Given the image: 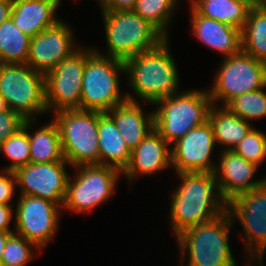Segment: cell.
I'll return each mask as SVG.
<instances>
[{"label":"cell","mask_w":266,"mask_h":266,"mask_svg":"<svg viewBox=\"0 0 266 266\" xmlns=\"http://www.w3.org/2000/svg\"><path fill=\"white\" fill-rule=\"evenodd\" d=\"M169 41L166 38L156 48L124 61L125 75L133 95L152 105L180 89L179 71Z\"/></svg>","instance_id":"2"},{"label":"cell","mask_w":266,"mask_h":266,"mask_svg":"<svg viewBox=\"0 0 266 266\" xmlns=\"http://www.w3.org/2000/svg\"><path fill=\"white\" fill-rule=\"evenodd\" d=\"M153 105L154 129L172 145L191 129L208 120L212 101L208 90L191 89L185 92L180 90L159 99Z\"/></svg>","instance_id":"5"},{"label":"cell","mask_w":266,"mask_h":266,"mask_svg":"<svg viewBox=\"0 0 266 266\" xmlns=\"http://www.w3.org/2000/svg\"><path fill=\"white\" fill-rule=\"evenodd\" d=\"M237 1L248 3L251 7L259 6L265 2L264 0H237Z\"/></svg>","instance_id":"39"},{"label":"cell","mask_w":266,"mask_h":266,"mask_svg":"<svg viewBox=\"0 0 266 266\" xmlns=\"http://www.w3.org/2000/svg\"><path fill=\"white\" fill-rule=\"evenodd\" d=\"M53 113L63 156L70 166L99 165V112L65 109Z\"/></svg>","instance_id":"7"},{"label":"cell","mask_w":266,"mask_h":266,"mask_svg":"<svg viewBox=\"0 0 266 266\" xmlns=\"http://www.w3.org/2000/svg\"><path fill=\"white\" fill-rule=\"evenodd\" d=\"M233 224L226 210L210 221L189 227L179 233L176 242L181 253L180 266L184 265L186 257L189 259L185 266H239L236 264L229 242V233Z\"/></svg>","instance_id":"3"},{"label":"cell","mask_w":266,"mask_h":266,"mask_svg":"<svg viewBox=\"0 0 266 266\" xmlns=\"http://www.w3.org/2000/svg\"><path fill=\"white\" fill-rule=\"evenodd\" d=\"M5 154L11 160L10 165L4 166L2 170L16 171L30 163V142L28 130L21 127L15 134L9 136L0 144V153Z\"/></svg>","instance_id":"30"},{"label":"cell","mask_w":266,"mask_h":266,"mask_svg":"<svg viewBox=\"0 0 266 266\" xmlns=\"http://www.w3.org/2000/svg\"><path fill=\"white\" fill-rule=\"evenodd\" d=\"M19 196L14 210V232L42 250L57 234L62 208L46 199Z\"/></svg>","instance_id":"13"},{"label":"cell","mask_w":266,"mask_h":266,"mask_svg":"<svg viewBox=\"0 0 266 266\" xmlns=\"http://www.w3.org/2000/svg\"><path fill=\"white\" fill-rule=\"evenodd\" d=\"M98 139L99 165L111 166L123 172L130 162L131 150L107 113L99 112Z\"/></svg>","instance_id":"22"},{"label":"cell","mask_w":266,"mask_h":266,"mask_svg":"<svg viewBox=\"0 0 266 266\" xmlns=\"http://www.w3.org/2000/svg\"><path fill=\"white\" fill-rule=\"evenodd\" d=\"M24 119L11 109L0 113V144L23 127Z\"/></svg>","instance_id":"33"},{"label":"cell","mask_w":266,"mask_h":266,"mask_svg":"<svg viewBox=\"0 0 266 266\" xmlns=\"http://www.w3.org/2000/svg\"><path fill=\"white\" fill-rule=\"evenodd\" d=\"M171 165V145L154 129L131 151V159L122 174L128 184H133L138 176L152 175Z\"/></svg>","instance_id":"18"},{"label":"cell","mask_w":266,"mask_h":266,"mask_svg":"<svg viewBox=\"0 0 266 266\" xmlns=\"http://www.w3.org/2000/svg\"><path fill=\"white\" fill-rule=\"evenodd\" d=\"M256 127L233 148V151L258 167L266 160V134Z\"/></svg>","instance_id":"32"},{"label":"cell","mask_w":266,"mask_h":266,"mask_svg":"<svg viewBox=\"0 0 266 266\" xmlns=\"http://www.w3.org/2000/svg\"><path fill=\"white\" fill-rule=\"evenodd\" d=\"M13 0H0V25L11 17Z\"/></svg>","instance_id":"37"},{"label":"cell","mask_w":266,"mask_h":266,"mask_svg":"<svg viewBox=\"0 0 266 266\" xmlns=\"http://www.w3.org/2000/svg\"><path fill=\"white\" fill-rule=\"evenodd\" d=\"M125 74L124 61L105 56L95 48L86 47L82 76L80 110L107 113L113 107L136 98L121 94L120 74Z\"/></svg>","instance_id":"4"},{"label":"cell","mask_w":266,"mask_h":266,"mask_svg":"<svg viewBox=\"0 0 266 266\" xmlns=\"http://www.w3.org/2000/svg\"><path fill=\"white\" fill-rule=\"evenodd\" d=\"M34 248L40 250L33 242L13 232L6 242L0 265L26 266L36 255Z\"/></svg>","instance_id":"31"},{"label":"cell","mask_w":266,"mask_h":266,"mask_svg":"<svg viewBox=\"0 0 266 266\" xmlns=\"http://www.w3.org/2000/svg\"><path fill=\"white\" fill-rule=\"evenodd\" d=\"M242 51L266 63V1L252 7L241 30Z\"/></svg>","instance_id":"26"},{"label":"cell","mask_w":266,"mask_h":266,"mask_svg":"<svg viewBox=\"0 0 266 266\" xmlns=\"http://www.w3.org/2000/svg\"><path fill=\"white\" fill-rule=\"evenodd\" d=\"M215 145L213 129L207 120L171 145V165L176 173H214L218 164L211 159Z\"/></svg>","instance_id":"15"},{"label":"cell","mask_w":266,"mask_h":266,"mask_svg":"<svg viewBox=\"0 0 266 266\" xmlns=\"http://www.w3.org/2000/svg\"><path fill=\"white\" fill-rule=\"evenodd\" d=\"M31 37L14 25L10 17L0 25V63L26 64Z\"/></svg>","instance_id":"27"},{"label":"cell","mask_w":266,"mask_h":266,"mask_svg":"<svg viewBox=\"0 0 266 266\" xmlns=\"http://www.w3.org/2000/svg\"><path fill=\"white\" fill-rule=\"evenodd\" d=\"M75 175L69 176L63 210L90 213L109 200L122 172L105 165H81L74 167Z\"/></svg>","instance_id":"9"},{"label":"cell","mask_w":266,"mask_h":266,"mask_svg":"<svg viewBox=\"0 0 266 266\" xmlns=\"http://www.w3.org/2000/svg\"><path fill=\"white\" fill-rule=\"evenodd\" d=\"M8 109V106L4 100V98L0 95V113L3 111H6Z\"/></svg>","instance_id":"40"},{"label":"cell","mask_w":266,"mask_h":266,"mask_svg":"<svg viewBox=\"0 0 266 266\" xmlns=\"http://www.w3.org/2000/svg\"><path fill=\"white\" fill-rule=\"evenodd\" d=\"M108 53L105 56L126 61L156 48L166 38L133 10L101 11Z\"/></svg>","instance_id":"6"},{"label":"cell","mask_w":266,"mask_h":266,"mask_svg":"<svg viewBox=\"0 0 266 266\" xmlns=\"http://www.w3.org/2000/svg\"><path fill=\"white\" fill-rule=\"evenodd\" d=\"M62 161L52 163H28L14 171L19 195H28L46 199L61 208L67 193L69 175Z\"/></svg>","instance_id":"14"},{"label":"cell","mask_w":266,"mask_h":266,"mask_svg":"<svg viewBox=\"0 0 266 266\" xmlns=\"http://www.w3.org/2000/svg\"><path fill=\"white\" fill-rule=\"evenodd\" d=\"M198 14L221 23L243 29L252 8L248 3L237 0H190Z\"/></svg>","instance_id":"25"},{"label":"cell","mask_w":266,"mask_h":266,"mask_svg":"<svg viewBox=\"0 0 266 266\" xmlns=\"http://www.w3.org/2000/svg\"><path fill=\"white\" fill-rule=\"evenodd\" d=\"M191 30L204 46L217 51L224 58L242 50L241 30L198 14L190 6Z\"/></svg>","instance_id":"19"},{"label":"cell","mask_w":266,"mask_h":266,"mask_svg":"<svg viewBox=\"0 0 266 266\" xmlns=\"http://www.w3.org/2000/svg\"><path fill=\"white\" fill-rule=\"evenodd\" d=\"M248 264H249V265H248ZM243 266H252V265H251L250 263L247 262V264H246V265H243Z\"/></svg>","instance_id":"41"},{"label":"cell","mask_w":266,"mask_h":266,"mask_svg":"<svg viewBox=\"0 0 266 266\" xmlns=\"http://www.w3.org/2000/svg\"><path fill=\"white\" fill-rule=\"evenodd\" d=\"M36 120H25L23 127L28 130L30 142V163H52L64 159L60 132L54 120L29 133ZM33 123V124H32Z\"/></svg>","instance_id":"24"},{"label":"cell","mask_w":266,"mask_h":266,"mask_svg":"<svg viewBox=\"0 0 266 266\" xmlns=\"http://www.w3.org/2000/svg\"><path fill=\"white\" fill-rule=\"evenodd\" d=\"M181 180L173 190L170 227L175 237L189 227L210 221L227 209L213 172L177 173Z\"/></svg>","instance_id":"1"},{"label":"cell","mask_w":266,"mask_h":266,"mask_svg":"<svg viewBox=\"0 0 266 266\" xmlns=\"http://www.w3.org/2000/svg\"><path fill=\"white\" fill-rule=\"evenodd\" d=\"M218 157L219 164L216 165L214 174L220 195L226 203L266 181V176L253 180L259 167L233 150H221Z\"/></svg>","instance_id":"17"},{"label":"cell","mask_w":266,"mask_h":266,"mask_svg":"<svg viewBox=\"0 0 266 266\" xmlns=\"http://www.w3.org/2000/svg\"><path fill=\"white\" fill-rule=\"evenodd\" d=\"M137 0H99L101 11H125L132 10Z\"/></svg>","instance_id":"35"},{"label":"cell","mask_w":266,"mask_h":266,"mask_svg":"<svg viewBox=\"0 0 266 266\" xmlns=\"http://www.w3.org/2000/svg\"><path fill=\"white\" fill-rule=\"evenodd\" d=\"M219 68L208 89L212 104L225 106L236 96L266 87V63L242 50L224 58Z\"/></svg>","instance_id":"10"},{"label":"cell","mask_w":266,"mask_h":266,"mask_svg":"<svg viewBox=\"0 0 266 266\" xmlns=\"http://www.w3.org/2000/svg\"><path fill=\"white\" fill-rule=\"evenodd\" d=\"M141 106L137 100H127L107 112L131 151L154 130V110L147 114Z\"/></svg>","instance_id":"20"},{"label":"cell","mask_w":266,"mask_h":266,"mask_svg":"<svg viewBox=\"0 0 266 266\" xmlns=\"http://www.w3.org/2000/svg\"><path fill=\"white\" fill-rule=\"evenodd\" d=\"M208 121L212 126L216 144L222 145L223 150H233L254 127L250 122L232 113L226 106L220 107L215 104L210 107Z\"/></svg>","instance_id":"23"},{"label":"cell","mask_w":266,"mask_h":266,"mask_svg":"<svg viewBox=\"0 0 266 266\" xmlns=\"http://www.w3.org/2000/svg\"><path fill=\"white\" fill-rule=\"evenodd\" d=\"M73 33L63 20L39 32L30 39L26 64L42 74H47L79 48Z\"/></svg>","instance_id":"16"},{"label":"cell","mask_w":266,"mask_h":266,"mask_svg":"<svg viewBox=\"0 0 266 266\" xmlns=\"http://www.w3.org/2000/svg\"><path fill=\"white\" fill-rule=\"evenodd\" d=\"M179 1L137 0L132 10L153 25L165 38H168L167 30Z\"/></svg>","instance_id":"28"},{"label":"cell","mask_w":266,"mask_h":266,"mask_svg":"<svg viewBox=\"0 0 266 266\" xmlns=\"http://www.w3.org/2000/svg\"><path fill=\"white\" fill-rule=\"evenodd\" d=\"M0 95L24 120H37V115L48 112L45 74L27 64L0 63Z\"/></svg>","instance_id":"8"},{"label":"cell","mask_w":266,"mask_h":266,"mask_svg":"<svg viewBox=\"0 0 266 266\" xmlns=\"http://www.w3.org/2000/svg\"><path fill=\"white\" fill-rule=\"evenodd\" d=\"M17 186L16 176L14 172L8 170L0 171V203L13 205L11 203L15 196Z\"/></svg>","instance_id":"34"},{"label":"cell","mask_w":266,"mask_h":266,"mask_svg":"<svg viewBox=\"0 0 266 266\" xmlns=\"http://www.w3.org/2000/svg\"><path fill=\"white\" fill-rule=\"evenodd\" d=\"M85 62L86 48L79 46L45 74V101L48 111L80 109Z\"/></svg>","instance_id":"12"},{"label":"cell","mask_w":266,"mask_h":266,"mask_svg":"<svg viewBox=\"0 0 266 266\" xmlns=\"http://www.w3.org/2000/svg\"><path fill=\"white\" fill-rule=\"evenodd\" d=\"M14 231H0V263L2 260V254L6 245V242L9 238V236L13 233Z\"/></svg>","instance_id":"38"},{"label":"cell","mask_w":266,"mask_h":266,"mask_svg":"<svg viewBox=\"0 0 266 266\" xmlns=\"http://www.w3.org/2000/svg\"><path fill=\"white\" fill-rule=\"evenodd\" d=\"M233 222L237 219L245 234L248 262L262 264L266 252V181L259 187L242 193L227 203ZM250 259V260H249Z\"/></svg>","instance_id":"11"},{"label":"cell","mask_w":266,"mask_h":266,"mask_svg":"<svg viewBox=\"0 0 266 266\" xmlns=\"http://www.w3.org/2000/svg\"><path fill=\"white\" fill-rule=\"evenodd\" d=\"M13 205H6L0 203V231H14V229H10V222L13 217Z\"/></svg>","instance_id":"36"},{"label":"cell","mask_w":266,"mask_h":266,"mask_svg":"<svg viewBox=\"0 0 266 266\" xmlns=\"http://www.w3.org/2000/svg\"><path fill=\"white\" fill-rule=\"evenodd\" d=\"M265 88L234 97L225 106L234 114L251 123L266 117Z\"/></svg>","instance_id":"29"},{"label":"cell","mask_w":266,"mask_h":266,"mask_svg":"<svg viewBox=\"0 0 266 266\" xmlns=\"http://www.w3.org/2000/svg\"><path fill=\"white\" fill-rule=\"evenodd\" d=\"M60 4L61 0H13L11 18L15 26L32 38L61 20L55 15Z\"/></svg>","instance_id":"21"}]
</instances>
